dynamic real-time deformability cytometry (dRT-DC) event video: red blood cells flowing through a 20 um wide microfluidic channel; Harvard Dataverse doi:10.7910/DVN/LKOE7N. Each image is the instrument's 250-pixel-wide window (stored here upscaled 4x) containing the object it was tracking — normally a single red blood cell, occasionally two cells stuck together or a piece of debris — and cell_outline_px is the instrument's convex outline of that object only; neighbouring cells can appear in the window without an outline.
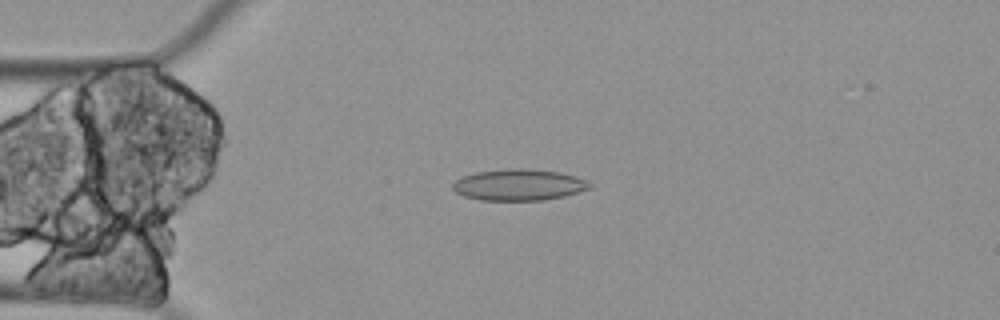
{"species": "Egyptian fruit bat (a non-hibernating species)", "species_latin": "Rousettus aegyptiacus", "temperature_condition": "cold", "stored_images_in_passage": 9, "camera_frame_rate_fps": 3000, "um_per_image_px": 0.085, "animal": {"sex": "female"}, "frame": {"image": 1, "passage_image": 2, "time_ms": 0.333, "image_size_px": [1000, 320], "cell_outline_px": [[588, 188], [564, 196], [544, 200], [480, 200], [464, 196], [456, 192], [452, 188], [452, 184], [456, 180], [464, 176], [476, 172], [512, 168], [520, 168], [560, 172], [576, 176], [584, 180], [588, 184]], "centroid_in_image_um": [44.04, 15.71], "position_along_channel_um": 41.0, "area_um2": 24.62}}
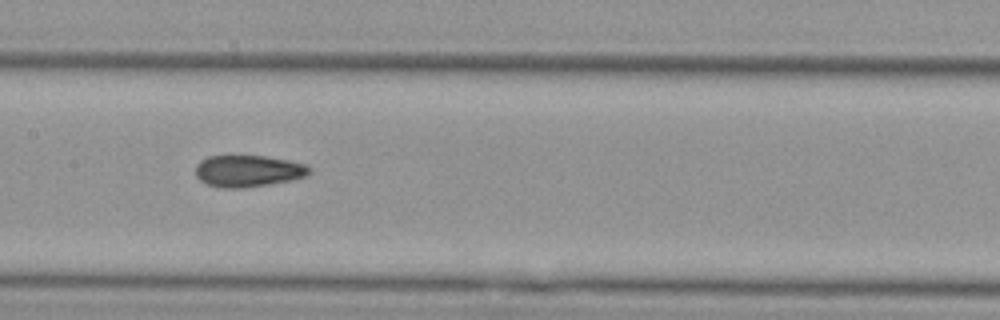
{"frame": {"image": 2, "passage_image": 6, "time_ms": 1.667, "image_size_px": [1000, 320], "cell_outline_px": [[312, 172], [308, 176], [292, 180], [244, 188], [220, 188], [208, 184], [200, 180], [196, 176], [196, 164], [200, 160], [208, 156], [264, 156], [288, 160], [308, 164], [312, 168]], "centroid_in_image_um": [21.13, 14.53], "position_along_channel_um": 186.3, "area_um2": 21.27}}
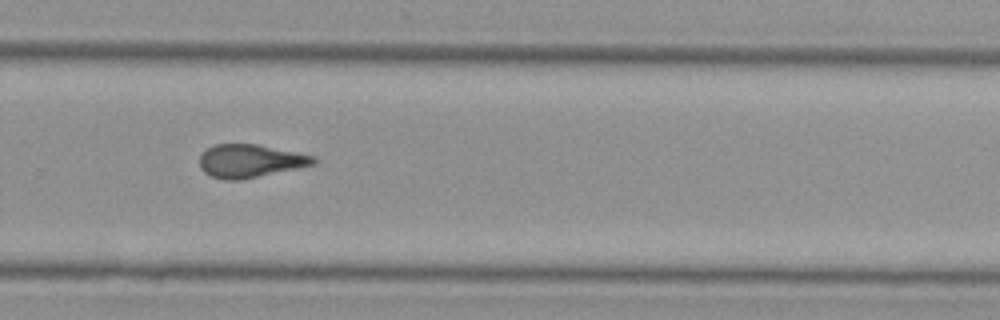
{"frame": {"image": 3, "passage_image": 9, "time_ms": 2.667, "image_size_px": [1000, 320], "cell_outline_px": [[316, 164], [240, 180], [224, 180], [212, 176], [204, 172], [200, 168], [200, 156], [208, 148], [216, 144], [260, 144], [316, 156]], "centroid_in_image_um": [21.28, 13.67], "position_along_channel_um": 308.5, "area_um2": 21.96}}